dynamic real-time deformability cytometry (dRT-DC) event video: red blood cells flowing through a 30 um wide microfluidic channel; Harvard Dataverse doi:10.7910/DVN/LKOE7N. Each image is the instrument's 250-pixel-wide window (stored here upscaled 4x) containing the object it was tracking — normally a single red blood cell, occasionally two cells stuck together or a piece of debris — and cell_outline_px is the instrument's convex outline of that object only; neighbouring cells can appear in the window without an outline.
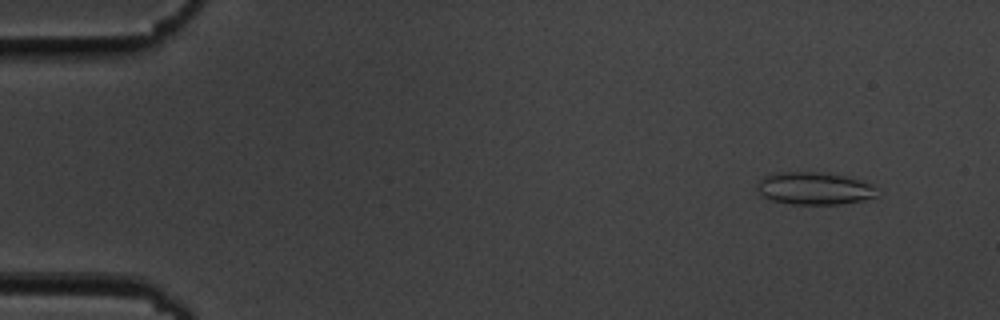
{"species": "common noctule bat (a hibernating species)", "species_latin": "Nyctalus noctula", "temperature_condition": "cold", "stored_images_in_passage": 55, "camera_frame_rate_fps": 3000, "um_per_image_px": 0.085, "animal": {"sex": "male", "body_mass_g": 19.5, "forearm_length_mm": 54.6}, "frame": {"image": 1, "passage_image": 5, "time_ms": 1.333, "image_size_px": [1000, 320], "cell_outline_px": [[880, 196], [864, 200], [840, 204], [792, 204], [772, 200], [764, 196], [756, 188], [756, 184], [764, 176], [776, 172], [828, 172], [844, 176], [872, 184], [876, 188]], "centroid_in_image_um": [69.24, 16.01], "position_along_channel_um": 15.8, "area_um2": 22.83}}
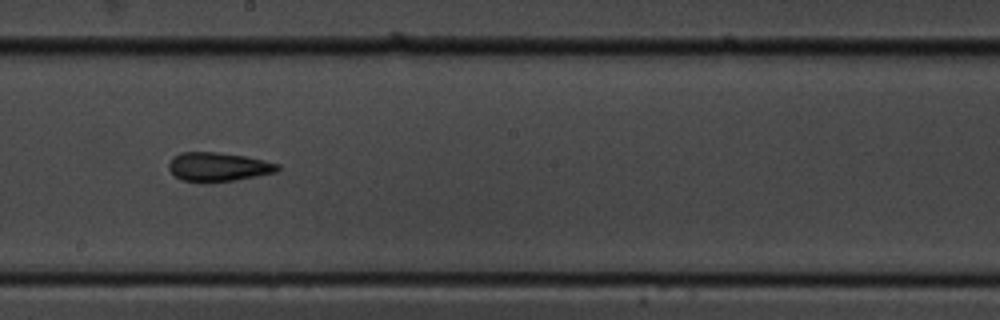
{"frame": {"image": 2, "passage_image": 31, "time_ms": 10.0, "image_size_px": [1000, 320], "cell_outline_px": [[280, 168], [276, 172], [236, 180], [180, 180], [168, 168], [168, 164], [172, 156], [180, 152], [216, 152], [244, 156], [264, 160], [280, 164]], "centroid_in_image_um": [18.55, 14.15], "position_along_channel_um": 229.6, "area_um2": 17.92}}
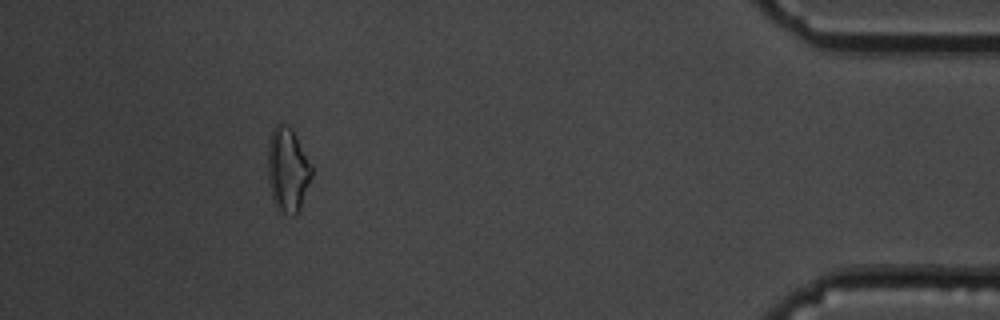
{"frame": {"image": 3, "passage_image": 50, "time_ms": 16.333, "image_size_px": [1000, 320], "cell_outline_px": [[312, 176], [300, 208], [296, 216], [292, 216], [276, 208], [272, 200], [268, 180], [268, 140], [272, 128], [276, 124], [284, 124], [292, 128], [312, 164]], "centroid_in_image_um": [24.45, 14.42], "position_along_channel_um": 410.8, "area_um2": 21.85}, "authors_computed_cell_mechanics": {"area_um2": 18.9006, "velocity_mm_per_s": 3.7028, "shape_relaxation_time_tau1_ms": null, "shape_relaxation_time_tau2_ms": 5.3031, "deformation_change_tau1": null, "deformation_change_tau2": 0.1338}}